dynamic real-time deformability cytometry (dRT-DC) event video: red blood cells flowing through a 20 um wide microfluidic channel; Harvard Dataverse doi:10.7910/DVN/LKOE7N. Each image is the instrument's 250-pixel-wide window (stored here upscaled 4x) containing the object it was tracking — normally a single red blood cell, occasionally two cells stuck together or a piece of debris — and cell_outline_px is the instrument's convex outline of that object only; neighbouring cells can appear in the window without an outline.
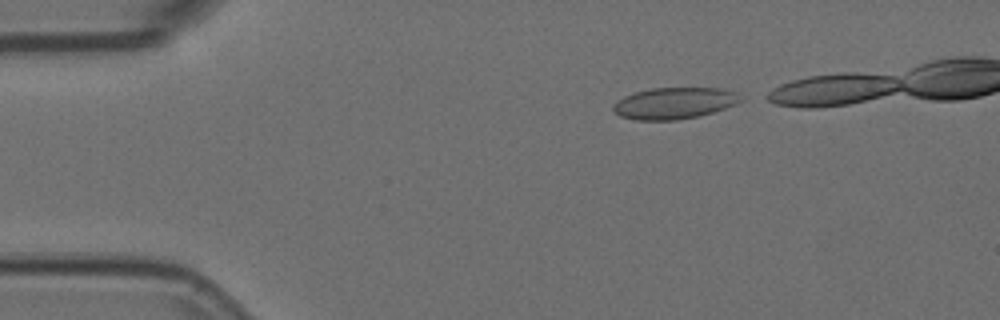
{"species": "Egyptian fruit bat (a non-hibernating species)", "species_latin": "Rousettus aegyptiacus", "temperature_condition": "room temperature", "stored_images_in_passage": 4, "camera_frame_rate_fps": 3000, "um_per_image_px": 0.085, "animal": {"sex": "female"}, "frame": {"image": 1, "passage_image": 1, "time_ms": 0.0, "image_size_px": [1000, 320], "cell_outline_px": [[744, 100], [736, 104], [700, 116], [676, 120], [636, 120], [620, 116], [612, 108], [612, 104], [624, 96], [636, 92], [652, 88], [720, 88], [736, 92]], "centroid_in_image_um": [57.32, 8.77], "position_along_channel_um": 27.7, "area_um2": 23.35}}